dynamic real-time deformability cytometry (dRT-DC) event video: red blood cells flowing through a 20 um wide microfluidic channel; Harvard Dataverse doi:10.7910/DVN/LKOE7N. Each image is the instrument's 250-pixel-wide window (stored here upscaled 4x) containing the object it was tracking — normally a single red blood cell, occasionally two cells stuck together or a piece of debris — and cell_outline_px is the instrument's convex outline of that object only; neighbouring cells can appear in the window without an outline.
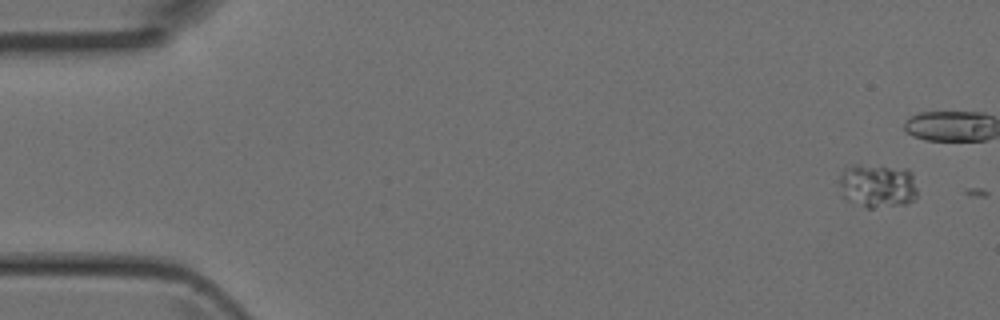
{"species": "Egyptian fruit bat (a non-hibernating species)", "species_latin": "Rousettus aegyptiacus", "temperature_condition": "room temperature", "stored_images_in_passage": 5, "camera_frame_rate_fps": 3000, "um_per_image_px": 0.085, "animal": {"sex": "female"}, "frame": {"image": 1, "passage_image": 5, "time_ms": 1.333, "image_size_px": [1000, 320], "cell_outline_px": [[916, 200], [908, 204], [872, 208], [868, 208], [844, 200], [840, 196], [840, 172], [844, 168], [852, 164], [856, 164], [908, 168], [912, 172], [916, 188]], "centroid_in_image_um": [74.57, 15.79], "position_along_channel_um": 10.4, "area_um2": 20.63}}